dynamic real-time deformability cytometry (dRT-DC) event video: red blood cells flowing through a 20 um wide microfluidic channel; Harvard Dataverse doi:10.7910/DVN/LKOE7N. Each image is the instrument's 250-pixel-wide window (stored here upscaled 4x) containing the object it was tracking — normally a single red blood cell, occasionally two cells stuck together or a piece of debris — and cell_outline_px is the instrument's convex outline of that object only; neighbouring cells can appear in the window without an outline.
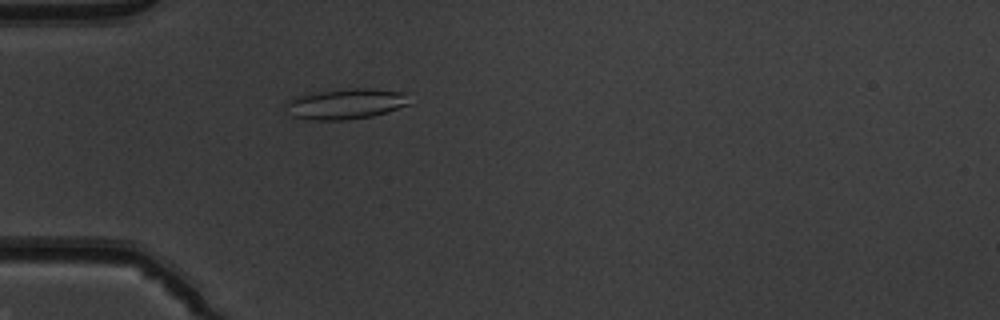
{"species": "common noctule bat (a hibernating species)", "species_latin": "Nyctalus noctula", "temperature_condition": "warm", "stored_images_in_passage": 51, "camera_frame_rate_fps": 3000, "um_per_image_px": 0.085, "animal": {"sex": "male", "body_mass_g": 19.5, "forearm_length_mm": 54.6}, "frame": {"image": 1, "passage_image": 16, "time_ms": 5.0, "image_size_px": [1000, 320], "cell_outline_px": [[412, 104], [372, 116], [348, 120], [308, 120], [292, 116], [284, 104], [288, 100], [296, 96], [320, 92], [352, 88], [364, 88], [408, 92]], "centroid_in_image_um": [29.44, 8.83], "position_along_channel_um": 55.6, "area_um2": 22.14}}
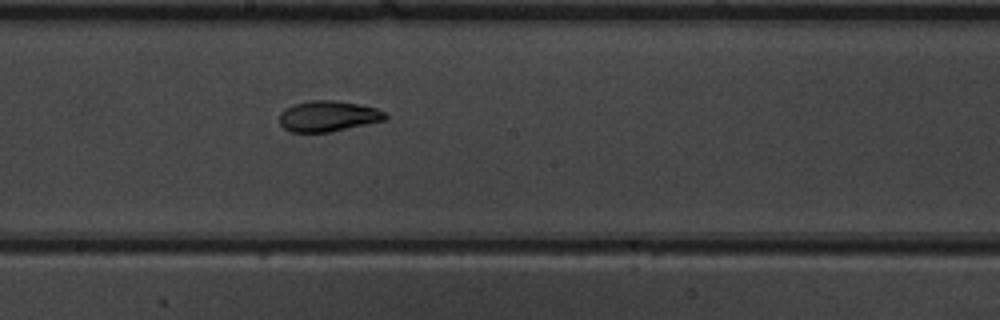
{"frame": {"image": 2, "passage_image": 29, "time_ms": 9.333, "image_size_px": [1000, 320], "cell_outline_px": [[388, 116], [384, 120], [328, 132], [292, 132], [284, 128], [280, 124], [280, 112], [284, 108], [292, 104], [308, 100], [336, 100], [360, 104], [376, 108], [388, 112]], "centroid_in_image_um": [27.88, 9.85], "position_along_channel_um": 220.3, "area_um2": 19.07}}
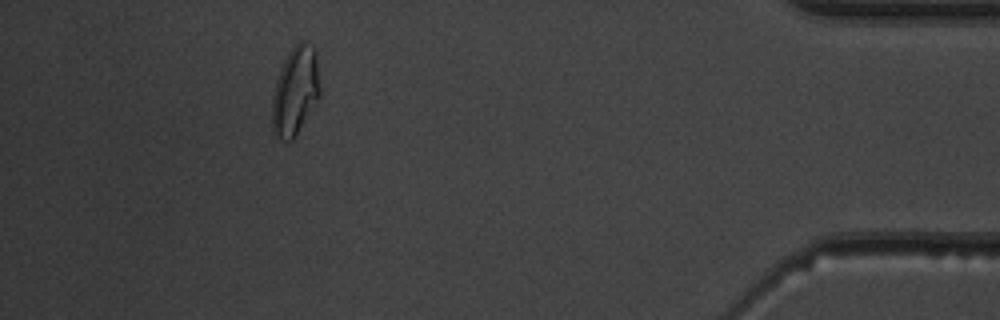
{"frame": {"image": 3, "passage_image": 47, "time_ms": 15.333, "image_size_px": [1000, 320], "cell_outline_px": [[320, 96], [316, 108], [296, 136], [292, 140], [284, 140], [276, 136], [272, 128], [272, 96], [276, 80], [284, 60], [288, 52], [300, 40], [304, 40], [316, 48], [320, 88]], "centroid_in_image_um": [25.13, 7.74], "position_along_channel_um": 410.1, "area_um2": 25.32}, "authors_computed_cell_mechanics": {"area_um2": 20.5768, "velocity_mm_per_s": 4.0014, "shape_relaxation_time_tau1_ms": 4.9459, "shape_relaxation_time_tau2_ms": 1.4553, "deformation_change_tau1": 0.1375, "deformation_change_tau2": 0.0675}}